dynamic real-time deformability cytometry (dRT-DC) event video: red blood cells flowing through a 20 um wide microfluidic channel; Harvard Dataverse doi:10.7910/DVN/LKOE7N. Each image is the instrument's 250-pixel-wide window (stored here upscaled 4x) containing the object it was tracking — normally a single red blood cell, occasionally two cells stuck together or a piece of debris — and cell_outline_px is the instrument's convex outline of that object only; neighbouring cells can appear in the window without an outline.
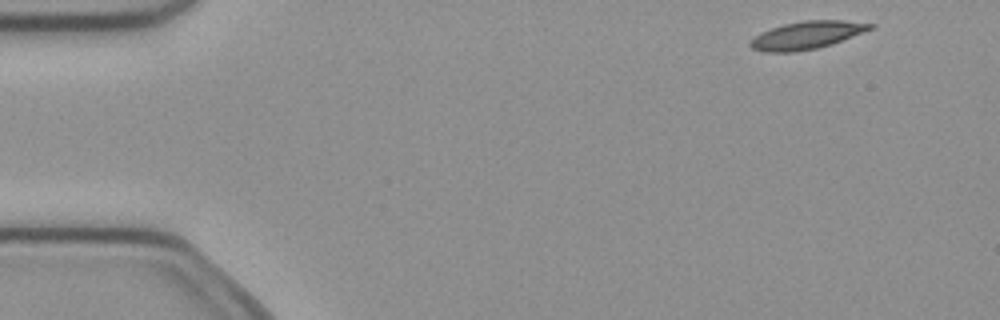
{"species": "common noctule bat (a hibernating species)", "species_latin": "Nyctalus noctula", "temperature_condition": "cold", "stored_images_in_passage": 4, "camera_frame_rate_fps": 3000, "um_per_image_px": 0.085, "animal": {"sex": "female", "body_mass_g": 21.9}, "frame": {"image": 1, "passage_image": 1, "time_ms": 0.0, "image_size_px": [1000, 320], "cell_outline_px": [[876, 28], [832, 44], [816, 48], [792, 52], [764, 52], [752, 48], [748, 44], [748, 40], [760, 32], [784, 24], [804, 20], [844, 20], [876, 24]], "centroid_in_image_um": [68.59, 2.98], "position_along_channel_um": 16.4, "area_um2": 19.59}}